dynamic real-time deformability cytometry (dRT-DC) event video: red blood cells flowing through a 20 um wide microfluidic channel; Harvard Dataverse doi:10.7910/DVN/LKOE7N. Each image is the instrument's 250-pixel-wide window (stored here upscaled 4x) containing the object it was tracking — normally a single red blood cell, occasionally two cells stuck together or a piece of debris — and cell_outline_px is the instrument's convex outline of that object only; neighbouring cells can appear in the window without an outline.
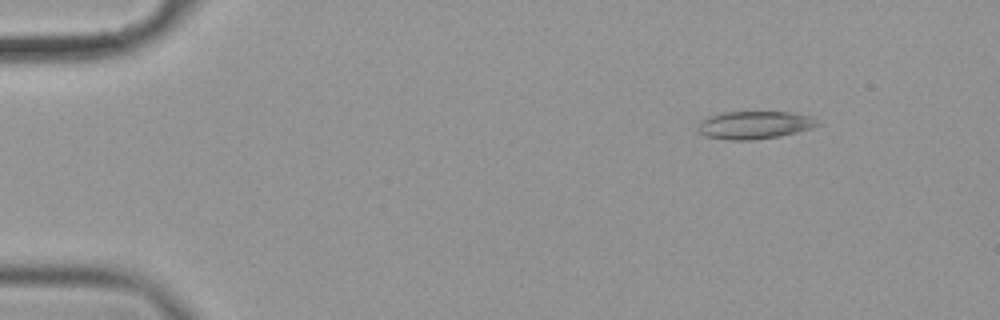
{"species": "common noctule bat (a hibernating species)", "species_latin": "Nyctalus noctula", "temperature_condition": "cold", "stored_images_in_passage": 51, "camera_frame_rate_fps": 3000, "um_per_image_px": 0.085, "animal": {"sex": "female", "body_mass_g": 19.9}, "frame": {"image": 1, "passage_image": 1, "time_ms": 0.0, "image_size_px": [1000, 320], "cell_outline_px": [[820, 124], [812, 128], [780, 136], [752, 140], [728, 140], [704, 136], [696, 128], [700, 120], [708, 116], [720, 112], [788, 112], [812, 116]], "centroid_in_image_um": [64.08, 10.62], "position_along_channel_um": 20.9, "area_um2": 19.54}}
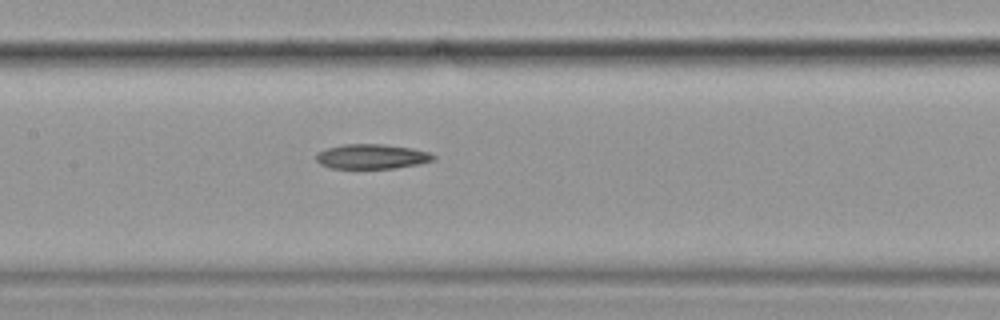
{"frame": {"image": 2, "passage_image": 22, "time_ms": 7.0, "image_size_px": [1000, 320], "cell_outline_px": [[436, 160], [420, 164], [392, 168], [332, 168], [320, 164], [316, 160], [316, 152], [328, 148], [344, 144], [384, 144], [412, 148], [428, 152], [436, 156]], "centroid_in_image_um": [31.62, 13.3], "position_along_channel_um": 175.8, "area_um2": 16.94}}
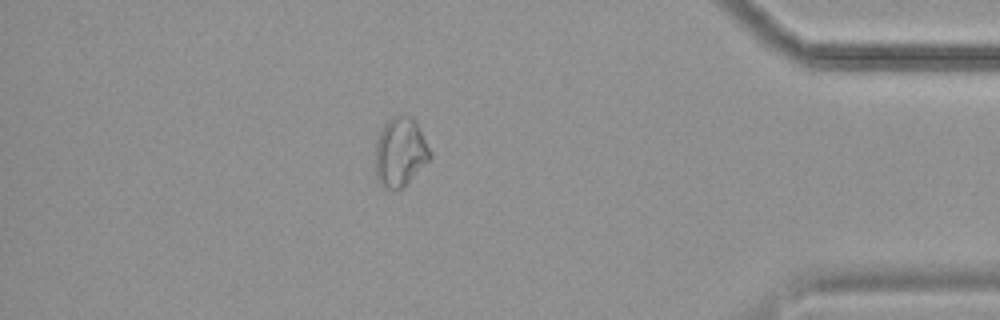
{"frame": {"image": 3, "passage_image": 44, "time_ms": 14.333, "image_size_px": [1000, 320], "cell_outline_px": [[432, 156], [396, 192], [392, 192], [380, 184], [376, 180], [376, 140], [384, 124], [392, 116], [408, 116], [416, 120], [432, 152]], "centroid_in_image_um": [34.01, 12.92], "position_along_channel_um": 401.2, "area_um2": 21.85}}